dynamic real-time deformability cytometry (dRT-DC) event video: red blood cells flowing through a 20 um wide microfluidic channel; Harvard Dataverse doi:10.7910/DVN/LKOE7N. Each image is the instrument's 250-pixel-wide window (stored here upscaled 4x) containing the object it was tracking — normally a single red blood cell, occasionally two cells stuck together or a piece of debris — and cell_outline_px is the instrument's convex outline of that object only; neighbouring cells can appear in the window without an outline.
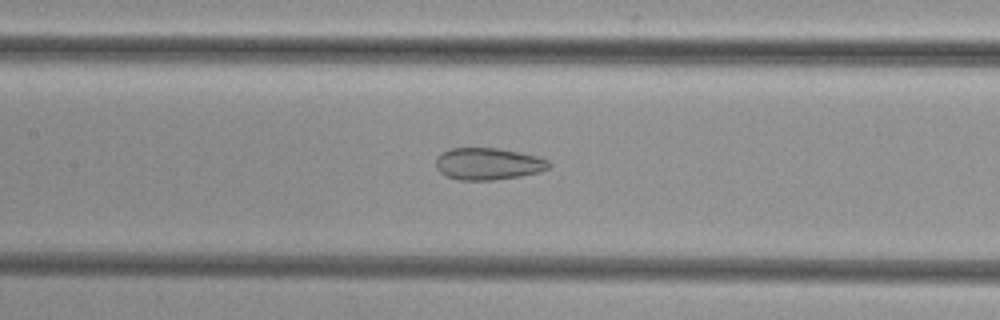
{"species": "common noctule bat (a hibernating species)", "species_latin": "Nyctalus noctula", "temperature_condition": "cold", "stored_images_in_passage": 36, "camera_frame_rate_fps": 3000, "um_per_image_px": 0.085, "animal": {"sex": "female", "body_mass_g": 29.2, "forearm_length_mm": 56.3}, "frame": {"image": 1, "passage_image": 9, "time_ms": 2.667, "image_size_px": [1000, 320], "cell_outline_px": [[552, 164], [548, 168], [540, 172], [520, 176], [492, 180], [460, 180], [448, 176], [440, 172], [436, 168], [436, 160], [444, 152], [452, 148], [496, 148], [536, 156], [548, 160]], "centroid_in_image_um": [41.51, 13.93], "position_along_channel_um": 165.9, "area_um2": 20.75}}
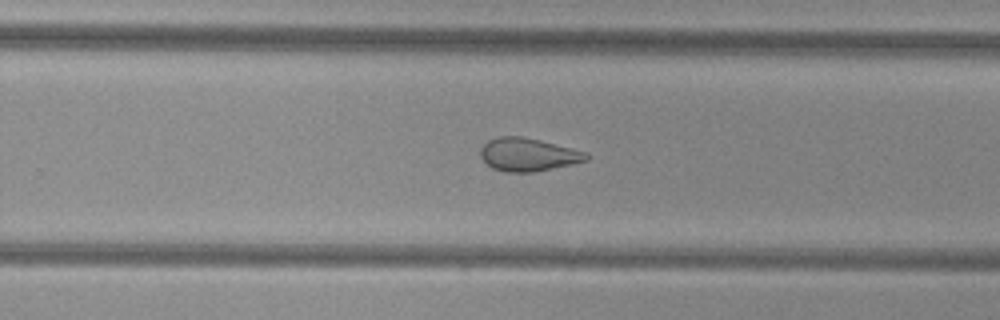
{"frame": {"image": 2, "passage_image": 18, "time_ms": 5.667, "image_size_px": [1000, 320], "cell_outline_px": [[588, 160], [552, 168], [532, 172], [504, 172], [492, 168], [480, 156], [480, 148], [488, 140], [500, 136], [520, 136], [540, 140], [588, 152]], "centroid_in_image_um": [44.87, 13.13], "position_along_channel_um": 284.9, "area_um2": 20.29}}
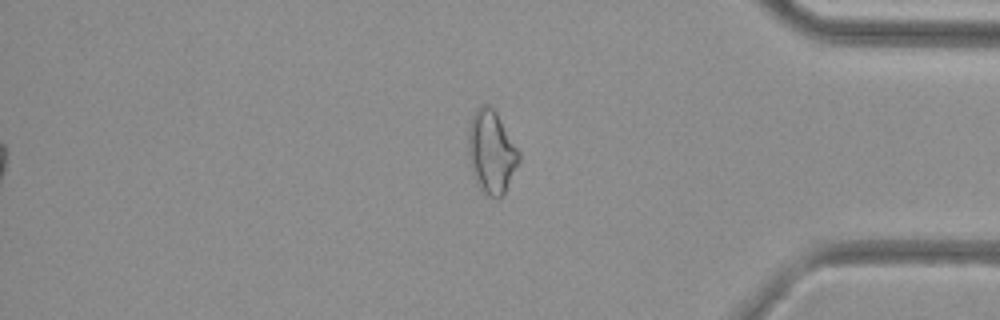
{"frame": {"image": 3, "passage_image": 28, "time_ms": 9.0, "image_size_px": [1000, 320], "cell_outline_px": [[520, 160], [500, 200], [488, 196], [476, 184], [472, 172], [468, 152], [468, 128], [472, 116], [476, 108], [484, 104], [488, 104], [496, 112], [520, 152]], "centroid_in_image_um": [41.76, 12.92], "position_along_channel_um": 393.4, "area_um2": 24.45}}